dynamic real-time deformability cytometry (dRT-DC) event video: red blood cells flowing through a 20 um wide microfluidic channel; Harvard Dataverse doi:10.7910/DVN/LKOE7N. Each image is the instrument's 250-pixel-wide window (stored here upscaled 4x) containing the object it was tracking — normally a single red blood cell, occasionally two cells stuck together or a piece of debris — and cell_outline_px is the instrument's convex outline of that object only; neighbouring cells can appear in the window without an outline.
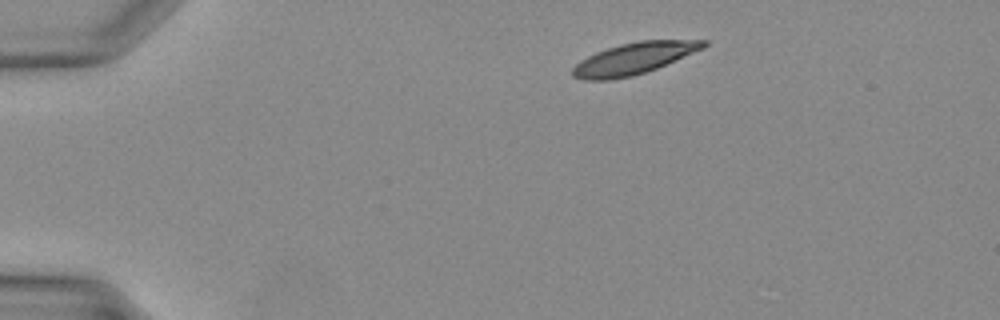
{"species": "Egyptian fruit bat (a non-hibernating species)", "species_latin": "Rousettus aegyptiacus", "temperature_condition": "warm", "stored_images_in_passage": 8, "camera_frame_rate_fps": 3000, "um_per_image_px": 0.085, "animal": {"sex": "female"}, "frame": {"image": 1, "passage_image": 1, "time_ms": 0.0, "image_size_px": [1000, 320], "cell_outline_px": [[708, 44], [704, 48], [656, 68], [632, 76], [612, 80], [584, 80], [572, 76], [572, 68], [580, 60], [596, 52], [620, 44], [640, 40], [708, 40]], "centroid_in_image_um": [53.86, 4.97], "position_along_channel_um": 31.1, "area_um2": 23.93}}
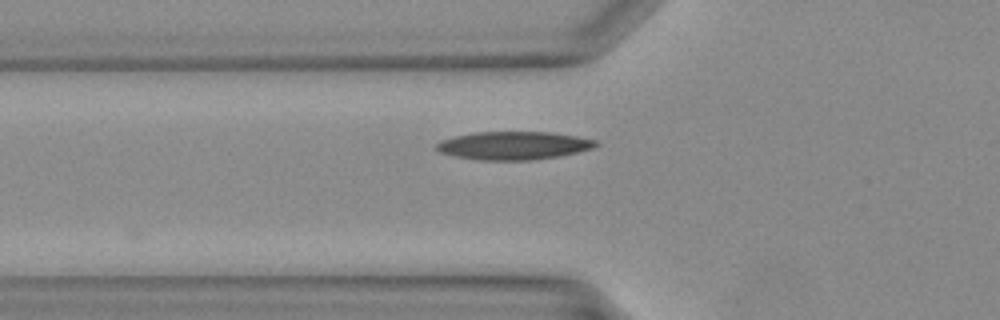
{"frame": {"image": 2, "passage_image": 8, "time_ms": 2.333, "image_size_px": [1000, 320], "cell_outline_px": [[600, 144], [592, 148], [560, 156], [532, 160], [476, 160], [456, 156], [440, 152], [436, 148], [436, 144], [440, 140], [472, 132], [552, 132], [576, 136], [596, 140]], "centroid_in_image_um": [43.65, 12.37], "position_along_channel_um": 82.1, "area_um2": 26.13}}